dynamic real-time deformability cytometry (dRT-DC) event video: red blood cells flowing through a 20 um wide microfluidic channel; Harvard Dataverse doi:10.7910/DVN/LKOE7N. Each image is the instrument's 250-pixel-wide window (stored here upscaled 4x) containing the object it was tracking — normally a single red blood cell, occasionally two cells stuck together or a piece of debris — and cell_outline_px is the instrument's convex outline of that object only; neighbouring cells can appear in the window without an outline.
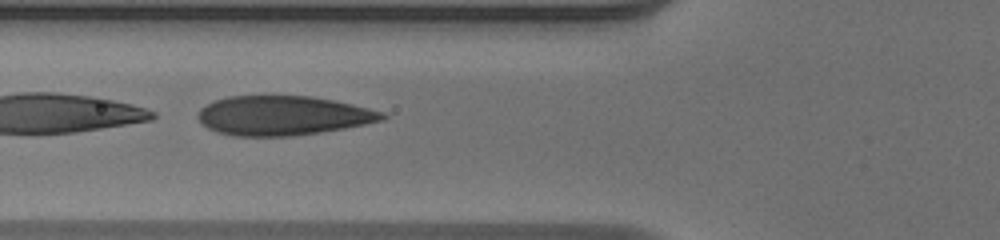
{"species": "human", "species_latin": "Homo sapiens", "temperature_condition": "warm", "stored_images_in_passage": 44, "camera_frame_rate_fps": 3000, "um_per_image_px": 0.085, "donor": {"sex": "male"}, "frame": {"image": 1, "passage_image": 13, "time_ms": 4.0, "image_size_px": [1000, 240], "cell_outline_px": [[388, 116], [384, 120], [344, 128], [320, 132], [292, 136], [232, 136], [208, 128], [196, 116], [200, 108], [216, 100], [228, 96], [308, 96], [332, 100], [352, 104], [384, 112]], "centroid_in_image_um": [24.05, 9.82], "position_along_channel_um": 101.7, "area_um2": 42.08}}
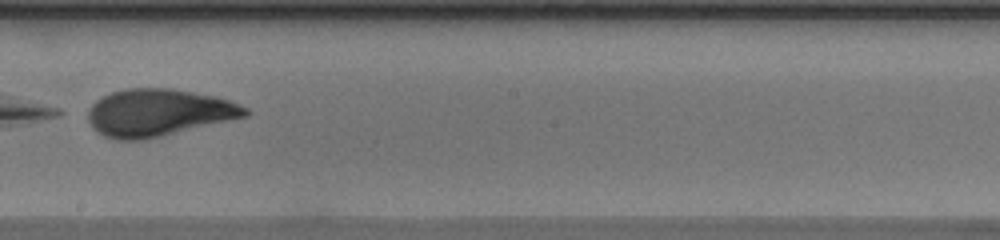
{"frame": {"image": 2, "passage_image": 23, "time_ms": 7.333, "image_size_px": [1000, 240], "cell_outline_px": [[252, 112], [248, 116], [160, 136], [140, 140], [120, 140], [104, 136], [96, 132], [92, 128], [88, 120], [88, 108], [100, 96], [124, 88], [172, 88], [216, 96], [240, 104], [248, 108]], "centroid_in_image_um": [13.45, 9.56], "position_along_channel_um": 234.7, "area_um2": 43.41}}
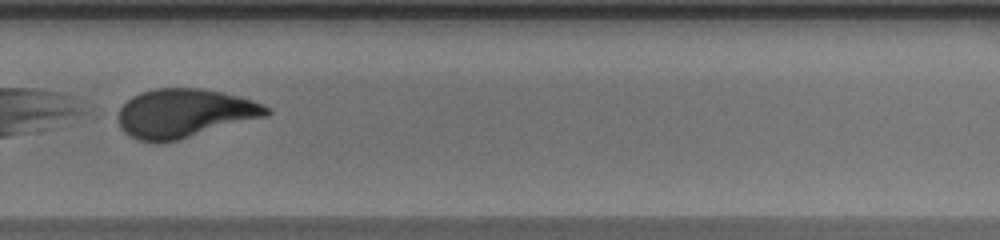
{"frame": {"image": 3, "passage_image": 29, "time_ms": 9.333, "image_size_px": [1000, 240], "cell_outline_px": [[272, 112], [268, 116], [176, 140], [136, 140], [124, 132], [120, 128], [120, 108], [132, 96], [140, 92], [156, 88], [200, 88], [224, 92], [240, 96], [252, 100], [272, 108]], "centroid_in_image_um": [15.74, 9.59], "position_along_channel_um": 314.1, "area_um2": 41.73}, "authors_computed_cell_mechanics": {"area_um2": 43.5234, "velocity_mm_per_s": 3.9801, "shape_relaxation_time_tau1_ms": 1.3246, "shape_relaxation_time_tau2_ms": 0.6709, "deformation_change_tau1": 0.2947, "deformation_change_tau2": 0.0817}}